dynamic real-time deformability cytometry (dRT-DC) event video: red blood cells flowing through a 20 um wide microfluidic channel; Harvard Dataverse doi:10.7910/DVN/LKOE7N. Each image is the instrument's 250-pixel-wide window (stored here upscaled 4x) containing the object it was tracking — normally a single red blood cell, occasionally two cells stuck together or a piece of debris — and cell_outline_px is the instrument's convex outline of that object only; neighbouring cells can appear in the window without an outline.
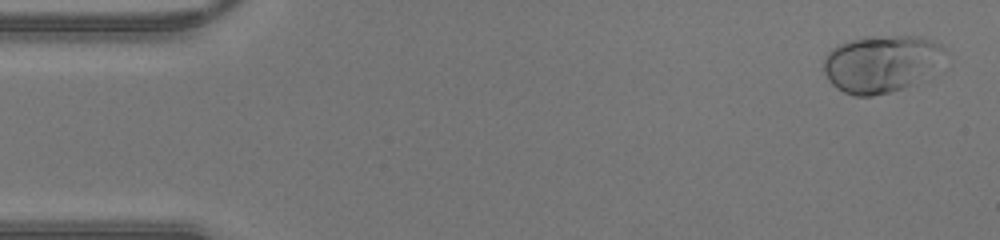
{"species": "human", "species_latin": "Homo sapiens", "temperature_condition": "warm", "stored_images_in_passage": 45, "camera_frame_rate_fps": 3000, "um_per_image_px": 0.085, "donor": {"sex": "male"}, "frame": {"image": 1, "passage_image": 2, "time_ms": 0.333, "image_size_px": [1000, 240], "cell_outline_px": [[944, 48], [908, 84], [900, 88], [888, 92], [872, 96], [852, 96], [836, 88], [828, 80], [824, 72], [824, 60], [828, 52], [832, 48], [840, 44], [852, 40], [892, 36], [920, 36], [932, 40], [940, 44]], "centroid_in_image_um": [74.66, 5.4], "position_along_channel_um": 10.3, "area_um2": 37.69}}
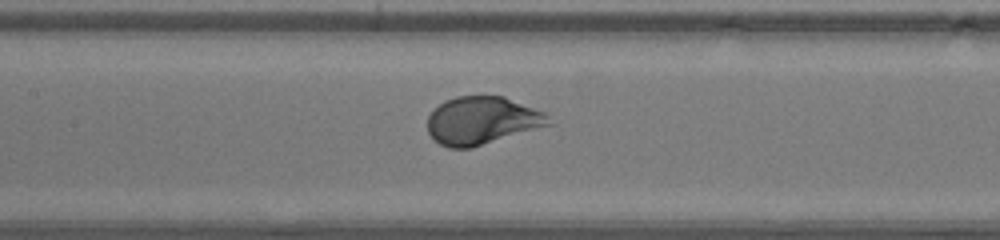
{"frame": {"image": 2, "passage_image": 21, "time_ms": 6.667, "image_size_px": [1000, 240], "cell_outline_px": [[552, 124], [472, 148], [448, 148], [440, 144], [428, 132], [428, 116], [444, 100], [456, 96], [504, 96], [544, 112], [548, 116]], "centroid_in_image_um": [40.97, 10.25], "position_along_channel_um": 166.4, "area_um2": 33.58}}
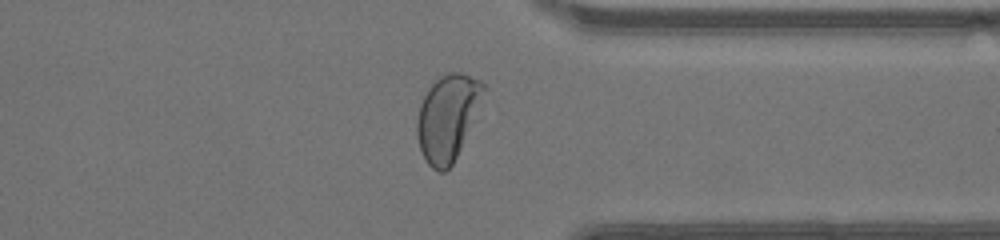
{"frame": {"image": 3, "passage_image": 35, "time_ms": 11.333, "image_size_px": [1000, 240], "cell_outline_px": [[484, 88], [460, 148], [452, 164], [444, 172], [440, 172], [432, 168], [428, 164], [420, 148], [416, 132], [416, 120], [420, 104], [428, 88], [440, 76], [448, 72], [460, 72], [480, 80], [484, 84]], "centroid_in_image_um": [37.97, 9.97], "position_along_channel_um": 373.4, "area_um2": 32.08}}